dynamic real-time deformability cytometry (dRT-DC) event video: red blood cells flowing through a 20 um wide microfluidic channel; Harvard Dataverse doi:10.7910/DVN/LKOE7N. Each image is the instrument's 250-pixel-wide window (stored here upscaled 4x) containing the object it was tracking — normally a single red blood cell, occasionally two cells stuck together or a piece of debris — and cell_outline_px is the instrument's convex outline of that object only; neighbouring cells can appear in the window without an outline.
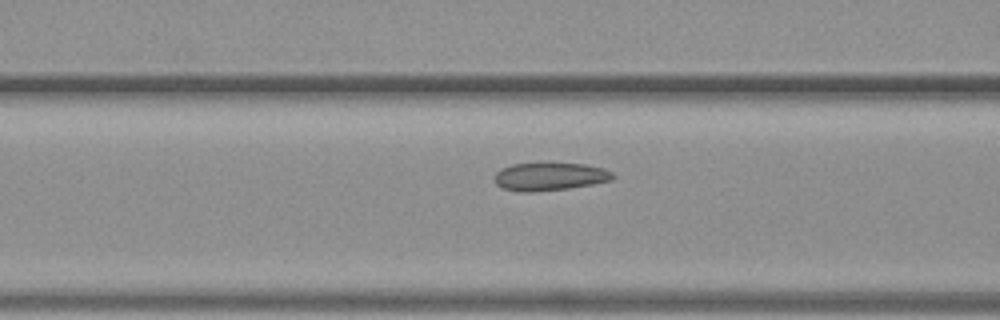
{"species": "common noctule bat (a hibernating species)", "species_latin": "Nyctalus noctula", "temperature_condition": "warm", "stored_images_in_passage": 12, "camera_frame_rate_fps": 3000, "um_per_image_px": 0.085, "animal": {"sex": "female", "body_mass_g": 19.3, "forearm_length_mm": 54.1}, "frame": {"image": 1, "passage_image": 10, "time_ms": 3.0, "image_size_px": [1000, 320], "cell_outline_px": [[616, 176], [612, 180], [592, 184], [568, 188], [532, 192], [520, 192], [504, 188], [496, 184], [496, 172], [500, 168], [512, 164], [584, 164], [604, 168], [612, 172]], "centroid_in_image_um": [46.75, 15.01], "position_along_channel_um": 119.9, "area_um2": 19.02}}